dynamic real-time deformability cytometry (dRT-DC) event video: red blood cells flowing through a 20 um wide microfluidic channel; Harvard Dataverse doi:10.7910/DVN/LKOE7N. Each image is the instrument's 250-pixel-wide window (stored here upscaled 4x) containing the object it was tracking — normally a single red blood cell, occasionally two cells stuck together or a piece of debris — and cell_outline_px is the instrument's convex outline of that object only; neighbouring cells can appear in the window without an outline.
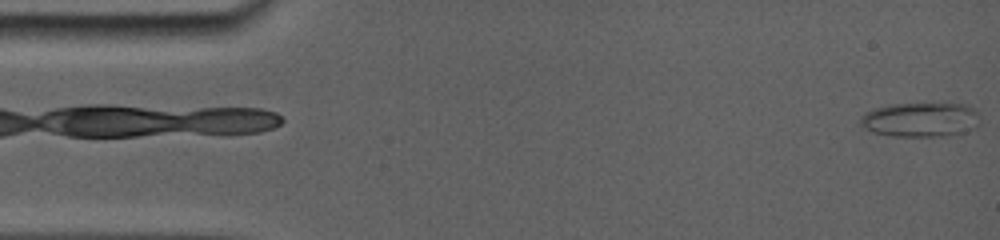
{"species": "common noctule bat (a hibernating species)", "species_latin": "Nyctalus noctula", "temperature_condition": "room temperature", "stored_images_in_passage": 53, "camera_frame_rate_fps": 5000, "um_per_image_px": 0.085, "animal": {"sex": "female", "body_mass_g": 19.0, "forearm_length_mm": 56.7}, "frame": {"image": 1, "passage_image": 1, "time_ms": 0.0, "image_size_px": [1000, 240], "cell_outline_px": [[972, 108], [952, 132], [924, 136], [904, 136], [876, 132], [868, 128], [864, 124], [864, 116], [868, 112], [892, 104], [964, 104]], "centroid_in_image_um": [77.88, 10.11], "position_along_channel_um": 7.1, "area_um2": 20.11}}
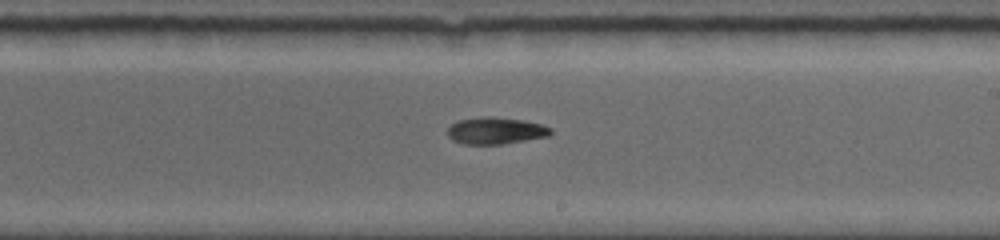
{"frame": {"image": 2, "passage_image": 24, "time_ms": 9.4, "image_size_px": [1000, 240], "cell_outline_px": [[552, 132], [548, 136], [504, 144], [464, 144], [452, 140], [448, 136], [448, 128], [452, 124], [460, 120], [480, 116], [492, 116], [524, 120], [540, 124], [552, 128]], "centroid_in_image_um": [42.13, 11.1], "position_along_channel_um": 246.9, "area_um2": 16.18}}
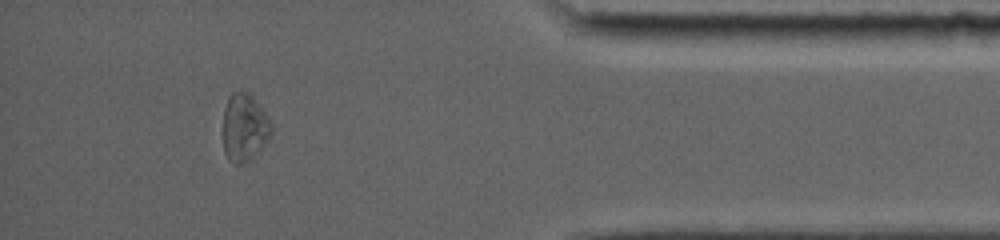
{"frame": {"image": 3, "passage_image": 46, "time_ms": 14.4, "image_size_px": [1000, 240], "cell_outline_px": [[272, 132], [260, 148], [248, 160], [240, 164], [236, 164], [228, 160], [224, 152], [224, 108], [228, 96], [232, 92], [248, 92], [252, 96], [264, 112], [272, 124]], "centroid_in_image_um": [20.75, 10.82], "position_along_channel_um": 414.5, "area_um2": 18.61}}